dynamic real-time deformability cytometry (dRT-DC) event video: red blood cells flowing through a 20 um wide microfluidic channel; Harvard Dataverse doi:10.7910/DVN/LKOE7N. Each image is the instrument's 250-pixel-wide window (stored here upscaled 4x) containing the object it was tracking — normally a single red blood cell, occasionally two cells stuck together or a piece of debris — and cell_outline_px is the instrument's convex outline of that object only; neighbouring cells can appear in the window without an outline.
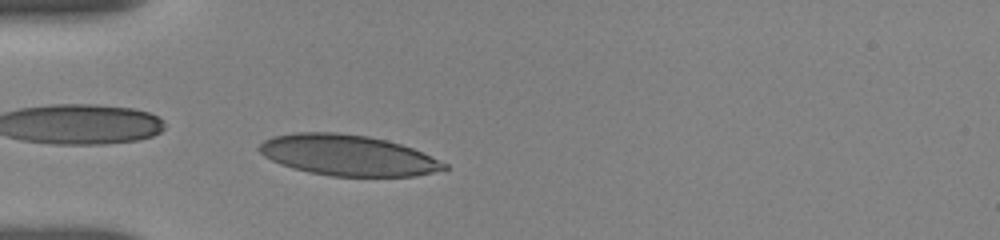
{"species": "human", "species_latin": "Homo sapiens", "temperature_condition": "room temperature", "stored_images_in_passage": 7, "camera_frame_rate_fps": 3000, "um_per_image_px": 0.085, "donor": {"sex": "female"}, "frame": {"image": 1, "passage_image": 5, "time_ms": 2.333, "image_size_px": [1000, 240], "cell_outline_px": [[448, 168], [416, 176], [332, 176], [308, 172], [292, 168], [280, 164], [264, 156], [260, 152], [260, 144], [264, 140], [272, 136], [292, 132], [336, 132], [368, 136], [400, 144], [412, 148], [448, 164]], "centroid_in_image_um": [29.53, 13.19], "position_along_channel_um": 55.5, "area_um2": 43.75}}
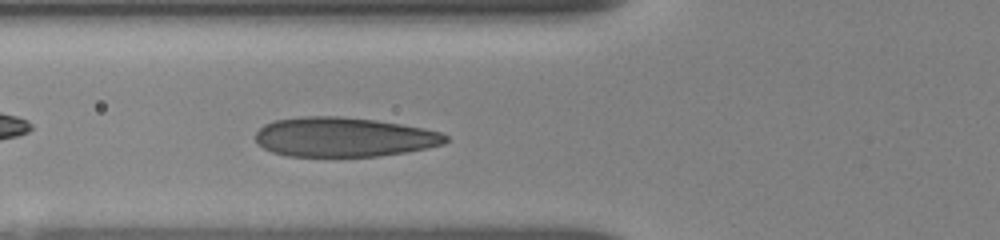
{"frame": {"image": 2, "passage_image": 7, "time_ms": 3.667, "image_size_px": [1000, 240], "cell_outline_px": [[448, 140], [444, 144], [428, 148], [404, 152], [376, 156], [288, 156], [272, 152], [264, 148], [256, 140], [256, 132], [264, 124], [276, 120], [304, 116], [340, 116], [376, 120], [424, 128], [440, 132], [448, 136]], "centroid_in_image_um": [29.23, 11.65], "position_along_channel_um": 96.6, "area_um2": 43.64}}